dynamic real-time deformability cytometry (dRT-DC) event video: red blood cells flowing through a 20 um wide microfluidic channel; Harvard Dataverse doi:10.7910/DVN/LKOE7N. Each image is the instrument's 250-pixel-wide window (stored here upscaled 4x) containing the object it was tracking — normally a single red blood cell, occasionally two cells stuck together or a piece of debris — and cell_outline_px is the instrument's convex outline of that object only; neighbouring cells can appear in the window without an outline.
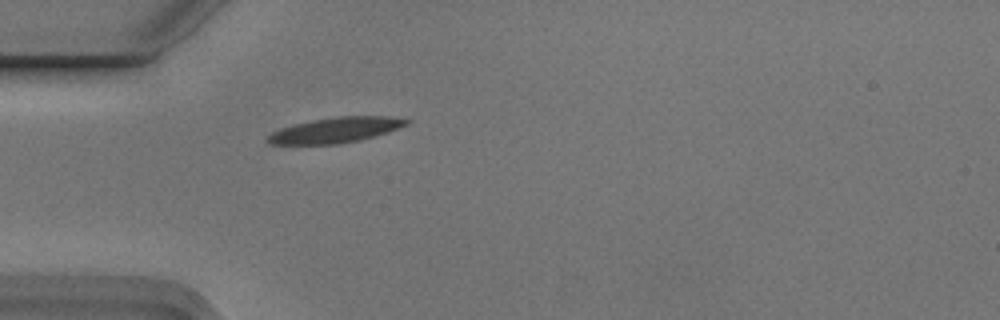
{"species": "Egyptian fruit bat (a non-hibernating species)", "species_latin": "Rousettus aegyptiacus", "temperature_condition": "cold", "stored_images_in_passage": 4, "camera_frame_rate_fps": 3000, "um_per_image_px": 0.085, "animal": {"sex": "male"}, "frame": {"image": 1, "passage_image": 4, "time_ms": 1.0, "image_size_px": [1000, 320], "cell_outline_px": [[412, 120], [408, 124], [388, 132], [360, 140], [336, 144], [272, 144], [268, 140], [268, 136], [272, 132], [280, 128], [312, 120], [340, 116], [392, 116]], "centroid_in_image_um": [28.58, 11.04], "position_along_channel_um": 56.4, "area_um2": 20.29}}